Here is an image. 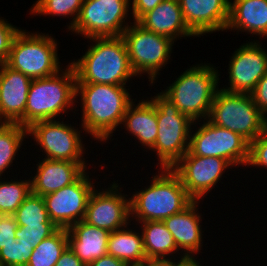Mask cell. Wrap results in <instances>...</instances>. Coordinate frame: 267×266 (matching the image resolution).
Here are the masks:
<instances>
[{
	"label": "cell",
	"mask_w": 267,
	"mask_h": 266,
	"mask_svg": "<svg viewBox=\"0 0 267 266\" xmlns=\"http://www.w3.org/2000/svg\"><path fill=\"white\" fill-rule=\"evenodd\" d=\"M129 91L126 85L76 84V102L80 99L82 105L80 125L95 143L105 144L119 131L128 106L136 100Z\"/></svg>",
	"instance_id": "obj_1"
},
{
	"label": "cell",
	"mask_w": 267,
	"mask_h": 266,
	"mask_svg": "<svg viewBox=\"0 0 267 266\" xmlns=\"http://www.w3.org/2000/svg\"><path fill=\"white\" fill-rule=\"evenodd\" d=\"M86 52L71 60L76 84L126 85L137 77L133 72L124 39L120 37L90 38ZM95 43V44H94Z\"/></svg>",
	"instance_id": "obj_2"
},
{
	"label": "cell",
	"mask_w": 267,
	"mask_h": 266,
	"mask_svg": "<svg viewBox=\"0 0 267 266\" xmlns=\"http://www.w3.org/2000/svg\"><path fill=\"white\" fill-rule=\"evenodd\" d=\"M157 170V175H152L150 185L132 193L131 221H163L181 212L194 201L182 185L180 177L172 169Z\"/></svg>",
	"instance_id": "obj_3"
},
{
	"label": "cell",
	"mask_w": 267,
	"mask_h": 266,
	"mask_svg": "<svg viewBox=\"0 0 267 266\" xmlns=\"http://www.w3.org/2000/svg\"><path fill=\"white\" fill-rule=\"evenodd\" d=\"M219 70L210 63L191 66L161 93L194 122L208 119L219 89Z\"/></svg>",
	"instance_id": "obj_4"
},
{
	"label": "cell",
	"mask_w": 267,
	"mask_h": 266,
	"mask_svg": "<svg viewBox=\"0 0 267 266\" xmlns=\"http://www.w3.org/2000/svg\"><path fill=\"white\" fill-rule=\"evenodd\" d=\"M76 106V74L69 62L55 75L32 80L25 107V127L37 121L60 119L69 110L75 113Z\"/></svg>",
	"instance_id": "obj_5"
},
{
	"label": "cell",
	"mask_w": 267,
	"mask_h": 266,
	"mask_svg": "<svg viewBox=\"0 0 267 266\" xmlns=\"http://www.w3.org/2000/svg\"><path fill=\"white\" fill-rule=\"evenodd\" d=\"M51 35L20 29L12 41L5 64L31 79L55 75L65 66L61 65L58 57L59 41L57 43L55 36Z\"/></svg>",
	"instance_id": "obj_6"
},
{
	"label": "cell",
	"mask_w": 267,
	"mask_h": 266,
	"mask_svg": "<svg viewBox=\"0 0 267 266\" xmlns=\"http://www.w3.org/2000/svg\"><path fill=\"white\" fill-rule=\"evenodd\" d=\"M149 99L156 107L158 121L156 142L150 151L157 155V168L171 169L189 149L194 121L181 113L161 92Z\"/></svg>",
	"instance_id": "obj_7"
},
{
	"label": "cell",
	"mask_w": 267,
	"mask_h": 266,
	"mask_svg": "<svg viewBox=\"0 0 267 266\" xmlns=\"http://www.w3.org/2000/svg\"><path fill=\"white\" fill-rule=\"evenodd\" d=\"M208 120L214 125L240 134L249 143L267 129V118L250 94L218 89Z\"/></svg>",
	"instance_id": "obj_8"
},
{
	"label": "cell",
	"mask_w": 267,
	"mask_h": 266,
	"mask_svg": "<svg viewBox=\"0 0 267 266\" xmlns=\"http://www.w3.org/2000/svg\"><path fill=\"white\" fill-rule=\"evenodd\" d=\"M121 37L125 41L133 72L138 78L146 74L149 86H154L161 69H164L171 59L174 41L144 29L137 22H132Z\"/></svg>",
	"instance_id": "obj_9"
},
{
	"label": "cell",
	"mask_w": 267,
	"mask_h": 266,
	"mask_svg": "<svg viewBox=\"0 0 267 266\" xmlns=\"http://www.w3.org/2000/svg\"><path fill=\"white\" fill-rule=\"evenodd\" d=\"M131 0H84L74 26L69 30L86 40L120 37L131 24ZM130 15V16H129ZM129 23V24H128Z\"/></svg>",
	"instance_id": "obj_10"
},
{
	"label": "cell",
	"mask_w": 267,
	"mask_h": 266,
	"mask_svg": "<svg viewBox=\"0 0 267 266\" xmlns=\"http://www.w3.org/2000/svg\"><path fill=\"white\" fill-rule=\"evenodd\" d=\"M202 121L203 124L201 121H195L192 126L188 151L196 156L223 158L232 168L246 167L249 142L240 134L218 127L208 119ZM195 124H199V127Z\"/></svg>",
	"instance_id": "obj_11"
},
{
	"label": "cell",
	"mask_w": 267,
	"mask_h": 266,
	"mask_svg": "<svg viewBox=\"0 0 267 266\" xmlns=\"http://www.w3.org/2000/svg\"><path fill=\"white\" fill-rule=\"evenodd\" d=\"M42 120L31 124L27 128L30 139L42 149L45 159L87 162L85 144L83 143V131L76 126L64 122V119ZM32 136V137H31ZM82 136V137H81ZM84 157V158H83Z\"/></svg>",
	"instance_id": "obj_12"
},
{
	"label": "cell",
	"mask_w": 267,
	"mask_h": 266,
	"mask_svg": "<svg viewBox=\"0 0 267 266\" xmlns=\"http://www.w3.org/2000/svg\"><path fill=\"white\" fill-rule=\"evenodd\" d=\"M87 171L74 183L43 196L49 219L58 228L68 229L84 220L90 195L95 189L91 173Z\"/></svg>",
	"instance_id": "obj_13"
},
{
	"label": "cell",
	"mask_w": 267,
	"mask_h": 266,
	"mask_svg": "<svg viewBox=\"0 0 267 266\" xmlns=\"http://www.w3.org/2000/svg\"><path fill=\"white\" fill-rule=\"evenodd\" d=\"M231 164L218 157L192 155L189 151L171 168L181 179L185 190L194 200L204 201L205 195L212 192L221 181ZM214 187V188H213Z\"/></svg>",
	"instance_id": "obj_14"
},
{
	"label": "cell",
	"mask_w": 267,
	"mask_h": 266,
	"mask_svg": "<svg viewBox=\"0 0 267 266\" xmlns=\"http://www.w3.org/2000/svg\"><path fill=\"white\" fill-rule=\"evenodd\" d=\"M114 181L108 188L100 191L94 189L91 193L84 221L113 232L124 228L131 223L130 219V198L129 195L121 193L123 190Z\"/></svg>",
	"instance_id": "obj_15"
},
{
	"label": "cell",
	"mask_w": 267,
	"mask_h": 266,
	"mask_svg": "<svg viewBox=\"0 0 267 266\" xmlns=\"http://www.w3.org/2000/svg\"><path fill=\"white\" fill-rule=\"evenodd\" d=\"M261 42L259 39L248 41L232 53L228 64V87L221 89L245 94L253 91L267 73V50Z\"/></svg>",
	"instance_id": "obj_16"
},
{
	"label": "cell",
	"mask_w": 267,
	"mask_h": 266,
	"mask_svg": "<svg viewBox=\"0 0 267 266\" xmlns=\"http://www.w3.org/2000/svg\"><path fill=\"white\" fill-rule=\"evenodd\" d=\"M184 22L200 37L226 31L229 21L230 0H179Z\"/></svg>",
	"instance_id": "obj_17"
},
{
	"label": "cell",
	"mask_w": 267,
	"mask_h": 266,
	"mask_svg": "<svg viewBox=\"0 0 267 266\" xmlns=\"http://www.w3.org/2000/svg\"><path fill=\"white\" fill-rule=\"evenodd\" d=\"M33 79L22 72L0 65V122L25 127V107Z\"/></svg>",
	"instance_id": "obj_18"
},
{
	"label": "cell",
	"mask_w": 267,
	"mask_h": 266,
	"mask_svg": "<svg viewBox=\"0 0 267 266\" xmlns=\"http://www.w3.org/2000/svg\"><path fill=\"white\" fill-rule=\"evenodd\" d=\"M200 201L194 200L181 212L163 220L167 230L174 237L178 250H181L185 257H196L195 255H199L204 247V230L200 224L203 215L198 211Z\"/></svg>",
	"instance_id": "obj_19"
},
{
	"label": "cell",
	"mask_w": 267,
	"mask_h": 266,
	"mask_svg": "<svg viewBox=\"0 0 267 266\" xmlns=\"http://www.w3.org/2000/svg\"><path fill=\"white\" fill-rule=\"evenodd\" d=\"M30 176L31 193L45 196L74 183L86 170L87 162L50 160L43 158ZM87 168V169H86Z\"/></svg>",
	"instance_id": "obj_20"
},
{
	"label": "cell",
	"mask_w": 267,
	"mask_h": 266,
	"mask_svg": "<svg viewBox=\"0 0 267 266\" xmlns=\"http://www.w3.org/2000/svg\"><path fill=\"white\" fill-rule=\"evenodd\" d=\"M137 23L144 29L169 37L174 42L196 37L186 26L179 0H164L153 10L145 13Z\"/></svg>",
	"instance_id": "obj_21"
},
{
	"label": "cell",
	"mask_w": 267,
	"mask_h": 266,
	"mask_svg": "<svg viewBox=\"0 0 267 266\" xmlns=\"http://www.w3.org/2000/svg\"><path fill=\"white\" fill-rule=\"evenodd\" d=\"M109 234L108 230L81 220L67 229L68 247L88 266L94 260L108 254Z\"/></svg>",
	"instance_id": "obj_22"
},
{
	"label": "cell",
	"mask_w": 267,
	"mask_h": 266,
	"mask_svg": "<svg viewBox=\"0 0 267 266\" xmlns=\"http://www.w3.org/2000/svg\"><path fill=\"white\" fill-rule=\"evenodd\" d=\"M226 30L267 38V0H230Z\"/></svg>",
	"instance_id": "obj_23"
},
{
	"label": "cell",
	"mask_w": 267,
	"mask_h": 266,
	"mask_svg": "<svg viewBox=\"0 0 267 266\" xmlns=\"http://www.w3.org/2000/svg\"><path fill=\"white\" fill-rule=\"evenodd\" d=\"M138 101L136 104L134 100L128 106L121 128L124 127L127 131L126 133L133 135L134 140L136 138L140 145L146 148L144 151L147 152L154 146L158 134L156 107L149 98Z\"/></svg>",
	"instance_id": "obj_24"
},
{
	"label": "cell",
	"mask_w": 267,
	"mask_h": 266,
	"mask_svg": "<svg viewBox=\"0 0 267 266\" xmlns=\"http://www.w3.org/2000/svg\"><path fill=\"white\" fill-rule=\"evenodd\" d=\"M130 225L131 223L124 228L110 232L107 253L129 266H141L147 259L142 233L139 231L140 229H135L138 232L131 229Z\"/></svg>",
	"instance_id": "obj_25"
},
{
	"label": "cell",
	"mask_w": 267,
	"mask_h": 266,
	"mask_svg": "<svg viewBox=\"0 0 267 266\" xmlns=\"http://www.w3.org/2000/svg\"><path fill=\"white\" fill-rule=\"evenodd\" d=\"M135 224L136 226L139 224L136 228L141 229L146 258H170V256L175 258L177 254L185 258L180 254L181 251L178 250L174 237L163 221H144Z\"/></svg>",
	"instance_id": "obj_26"
},
{
	"label": "cell",
	"mask_w": 267,
	"mask_h": 266,
	"mask_svg": "<svg viewBox=\"0 0 267 266\" xmlns=\"http://www.w3.org/2000/svg\"><path fill=\"white\" fill-rule=\"evenodd\" d=\"M26 137L29 139L26 127L18 123L0 124V177H5L6 172L10 174L12 171L10 166L15 165L13 161L16 160L15 157L19 154L18 151L22 148Z\"/></svg>",
	"instance_id": "obj_27"
},
{
	"label": "cell",
	"mask_w": 267,
	"mask_h": 266,
	"mask_svg": "<svg viewBox=\"0 0 267 266\" xmlns=\"http://www.w3.org/2000/svg\"><path fill=\"white\" fill-rule=\"evenodd\" d=\"M68 247L67 229L59 228L50 237L34 247L27 266H55Z\"/></svg>",
	"instance_id": "obj_28"
},
{
	"label": "cell",
	"mask_w": 267,
	"mask_h": 266,
	"mask_svg": "<svg viewBox=\"0 0 267 266\" xmlns=\"http://www.w3.org/2000/svg\"><path fill=\"white\" fill-rule=\"evenodd\" d=\"M15 176H11L14 180L10 179V181L6 177H0V214L13 215L31 193L30 178L27 180L25 177V180H18V176Z\"/></svg>",
	"instance_id": "obj_29"
},
{
	"label": "cell",
	"mask_w": 267,
	"mask_h": 266,
	"mask_svg": "<svg viewBox=\"0 0 267 266\" xmlns=\"http://www.w3.org/2000/svg\"><path fill=\"white\" fill-rule=\"evenodd\" d=\"M84 0H36L30 10L32 16L71 17L67 31L75 24Z\"/></svg>",
	"instance_id": "obj_30"
},
{
	"label": "cell",
	"mask_w": 267,
	"mask_h": 266,
	"mask_svg": "<svg viewBox=\"0 0 267 266\" xmlns=\"http://www.w3.org/2000/svg\"><path fill=\"white\" fill-rule=\"evenodd\" d=\"M18 226L53 223L48 216L43 196L30 193L13 214Z\"/></svg>",
	"instance_id": "obj_31"
},
{
	"label": "cell",
	"mask_w": 267,
	"mask_h": 266,
	"mask_svg": "<svg viewBox=\"0 0 267 266\" xmlns=\"http://www.w3.org/2000/svg\"><path fill=\"white\" fill-rule=\"evenodd\" d=\"M59 228L54 223H42L41 225L18 226L15 231L16 241L31 244L36 247L43 239L50 237Z\"/></svg>",
	"instance_id": "obj_32"
},
{
	"label": "cell",
	"mask_w": 267,
	"mask_h": 266,
	"mask_svg": "<svg viewBox=\"0 0 267 266\" xmlns=\"http://www.w3.org/2000/svg\"><path fill=\"white\" fill-rule=\"evenodd\" d=\"M33 250L31 244L11 243L0 249V266H27Z\"/></svg>",
	"instance_id": "obj_33"
},
{
	"label": "cell",
	"mask_w": 267,
	"mask_h": 266,
	"mask_svg": "<svg viewBox=\"0 0 267 266\" xmlns=\"http://www.w3.org/2000/svg\"><path fill=\"white\" fill-rule=\"evenodd\" d=\"M248 166L267 169V129L249 143Z\"/></svg>",
	"instance_id": "obj_34"
},
{
	"label": "cell",
	"mask_w": 267,
	"mask_h": 266,
	"mask_svg": "<svg viewBox=\"0 0 267 266\" xmlns=\"http://www.w3.org/2000/svg\"><path fill=\"white\" fill-rule=\"evenodd\" d=\"M20 29L0 17V65L7 62L12 41Z\"/></svg>",
	"instance_id": "obj_35"
},
{
	"label": "cell",
	"mask_w": 267,
	"mask_h": 266,
	"mask_svg": "<svg viewBox=\"0 0 267 266\" xmlns=\"http://www.w3.org/2000/svg\"><path fill=\"white\" fill-rule=\"evenodd\" d=\"M18 223L14 215L0 214V249L16 242L15 231Z\"/></svg>",
	"instance_id": "obj_36"
},
{
	"label": "cell",
	"mask_w": 267,
	"mask_h": 266,
	"mask_svg": "<svg viewBox=\"0 0 267 266\" xmlns=\"http://www.w3.org/2000/svg\"><path fill=\"white\" fill-rule=\"evenodd\" d=\"M250 95L257 108L267 118V73L258 81Z\"/></svg>",
	"instance_id": "obj_37"
},
{
	"label": "cell",
	"mask_w": 267,
	"mask_h": 266,
	"mask_svg": "<svg viewBox=\"0 0 267 266\" xmlns=\"http://www.w3.org/2000/svg\"><path fill=\"white\" fill-rule=\"evenodd\" d=\"M164 0H132L131 11L133 22H137L145 13L153 10L158 4Z\"/></svg>",
	"instance_id": "obj_38"
},
{
	"label": "cell",
	"mask_w": 267,
	"mask_h": 266,
	"mask_svg": "<svg viewBox=\"0 0 267 266\" xmlns=\"http://www.w3.org/2000/svg\"><path fill=\"white\" fill-rule=\"evenodd\" d=\"M55 266H86L76 254L67 247Z\"/></svg>",
	"instance_id": "obj_39"
},
{
	"label": "cell",
	"mask_w": 267,
	"mask_h": 266,
	"mask_svg": "<svg viewBox=\"0 0 267 266\" xmlns=\"http://www.w3.org/2000/svg\"><path fill=\"white\" fill-rule=\"evenodd\" d=\"M88 266H129V265L127 263L121 261L120 259H117V258L107 254L105 256H102V257L94 260Z\"/></svg>",
	"instance_id": "obj_40"
},
{
	"label": "cell",
	"mask_w": 267,
	"mask_h": 266,
	"mask_svg": "<svg viewBox=\"0 0 267 266\" xmlns=\"http://www.w3.org/2000/svg\"><path fill=\"white\" fill-rule=\"evenodd\" d=\"M173 259V260H172ZM175 258H147L141 266H175Z\"/></svg>",
	"instance_id": "obj_41"
},
{
	"label": "cell",
	"mask_w": 267,
	"mask_h": 266,
	"mask_svg": "<svg viewBox=\"0 0 267 266\" xmlns=\"http://www.w3.org/2000/svg\"><path fill=\"white\" fill-rule=\"evenodd\" d=\"M178 258L180 260L175 261V266H202L196 257Z\"/></svg>",
	"instance_id": "obj_42"
}]
</instances>
